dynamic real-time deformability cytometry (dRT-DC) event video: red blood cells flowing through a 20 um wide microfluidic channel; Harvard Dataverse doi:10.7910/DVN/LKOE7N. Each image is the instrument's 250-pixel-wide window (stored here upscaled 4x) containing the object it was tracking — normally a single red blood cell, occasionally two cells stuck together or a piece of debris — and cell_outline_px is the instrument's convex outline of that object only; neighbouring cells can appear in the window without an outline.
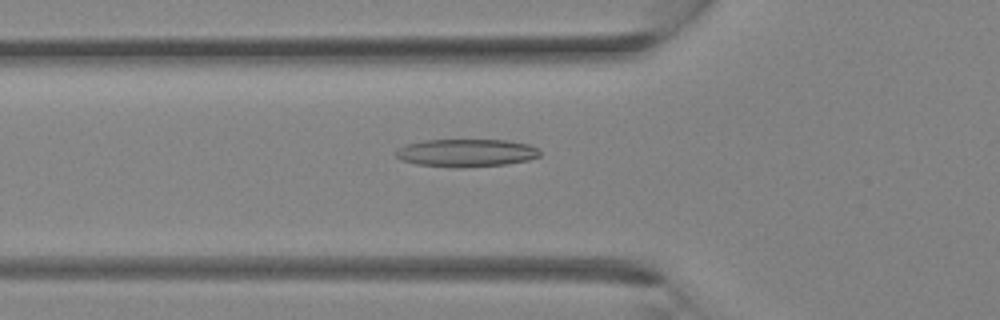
{"species": "Egyptian fruit bat (a non-hibernating species)", "species_latin": "Rousettus aegyptiacus", "temperature_condition": "room temperature", "stored_images_in_passage": 30, "camera_frame_rate_fps": 3000, "um_per_image_px": 0.085, "animal": {"sex": "female"}, "frame": {"image": 1, "passage_image": 8, "time_ms": 2.333, "image_size_px": [1000, 320], "cell_outline_px": [[540, 156], [528, 160], [504, 164], [456, 168], [416, 164], [400, 160], [396, 156], [396, 148], [408, 144], [424, 140], [508, 140], [528, 144], [536, 148], [540, 152]], "centroid_in_image_um": [39.6, 12.99], "position_along_channel_um": 86.2, "area_um2": 23.29}}
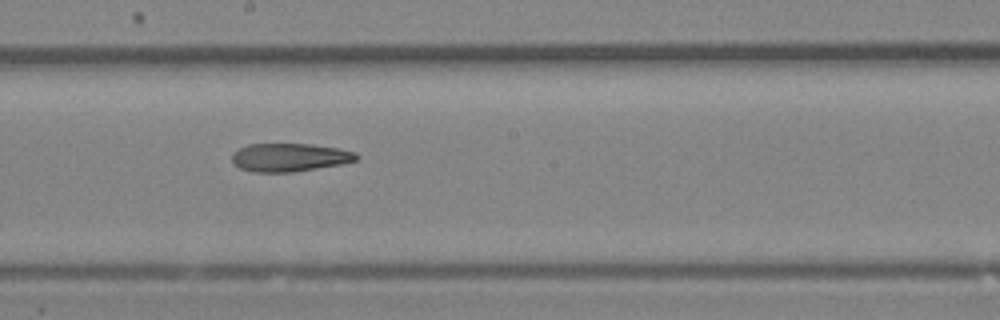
{"frame": {"image": 2, "passage_image": 15, "time_ms": 4.667, "image_size_px": [1000, 320], "cell_outline_px": [[360, 156], [356, 160], [340, 164], [292, 172], [252, 172], [240, 168], [232, 160], [232, 152], [248, 144], [312, 144], [340, 148], [356, 152]], "centroid_in_image_um": [24.62, 13.37], "position_along_channel_um": 223.6, "area_um2": 20.46}}
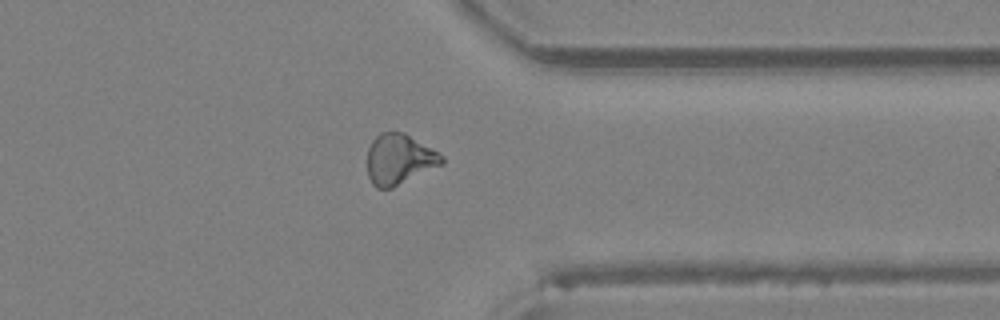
{"frame": {"image": 3, "passage_image": 23, "time_ms": 7.333, "image_size_px": [1000, 320], "cell_outline_px": [[444, 164], [392, 188], [376, 188], [372, 184], [368, 176], [368, 148], [372, 140], [380, 132], [404, 132], [432, 148], [444, 156]], "centroid_in_image_um": [33.95, 13.54], "position_along_channel_um": 377.5, "area_um2": 22.02}}